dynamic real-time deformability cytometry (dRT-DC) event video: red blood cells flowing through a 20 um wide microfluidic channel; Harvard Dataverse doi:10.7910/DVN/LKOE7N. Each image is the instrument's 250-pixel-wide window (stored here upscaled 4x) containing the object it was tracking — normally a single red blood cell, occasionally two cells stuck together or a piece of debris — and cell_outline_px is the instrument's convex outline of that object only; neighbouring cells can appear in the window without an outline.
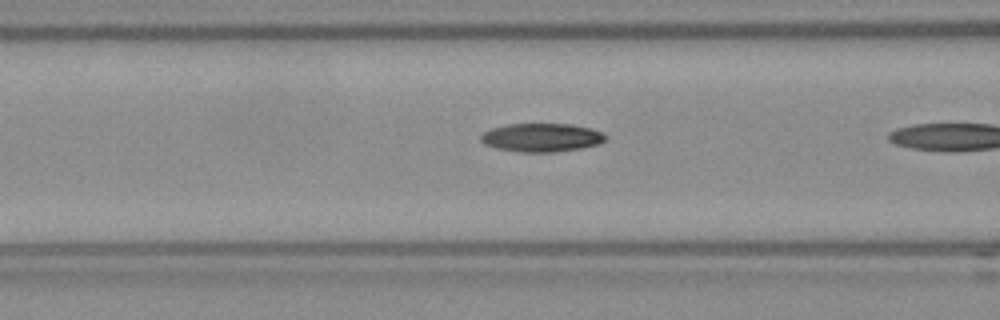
{"species": "Egyptian fruit bat (a non-hibernating species)", "species_latin": "Rousettus aegyptiacus", "temperature_condition": "room temperature", "stored_images_in_passage": 6, "camera_frame_rate_fps": 3000, "um_per_image_px": 0.085, "frame": {"image": 1, "passage_image": 5, "time_ms": 1.333, "image_size_px": [1000, 320], "cell_outline_px": [[608, 136], [600, 144], [580, 148], [552, 152], [520, 152], [496, 148], [484, 144], [480, 140], [480, 136], [484, 132], [492, 128], [508, 124], [572, 124], [592, 128]], "centroid_in_image_um": [46.03, 11.69], "position_along_channel_um": 120.6, "area_um2": 20.69}}